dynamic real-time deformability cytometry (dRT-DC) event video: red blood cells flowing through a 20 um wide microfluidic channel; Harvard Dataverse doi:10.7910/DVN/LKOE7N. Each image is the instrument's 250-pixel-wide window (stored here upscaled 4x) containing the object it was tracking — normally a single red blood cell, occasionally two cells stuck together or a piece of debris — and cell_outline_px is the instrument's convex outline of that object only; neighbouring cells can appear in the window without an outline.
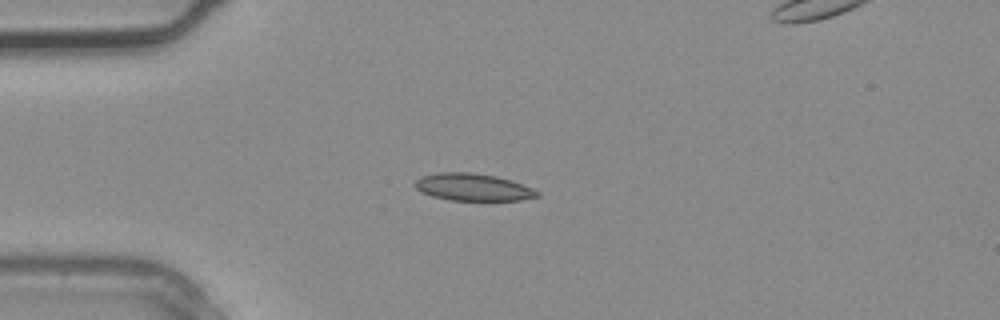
{"species": "common noctule bat (a hibernating species)", "species_latin": "Nyctalus noctula", "temperature_condition": "warm", "stored_images_in_passage": 2, "camera_frame_rate_fps": 3000, "um_per_image_px": 0.085, "animal": {"sex": "male", "body_mass_g": 20.4}, "frame": {"image": 1, "passage_image": 1, "time_ms": 0.0, "image_size_px": [1000, 320], "cell_outline_px": [[540, 196], [520, 200], [448, 200], [432, 196], [420, 192], [412, 184], [420, 176], [440, 172], [472, 172], [496, 176], [512, 180], [532, 188], [540, 192]], "centroid_in_image_um": [40.18, 15.9], "position_along_channel_um": 44.8, "area_um2": 19.59}}